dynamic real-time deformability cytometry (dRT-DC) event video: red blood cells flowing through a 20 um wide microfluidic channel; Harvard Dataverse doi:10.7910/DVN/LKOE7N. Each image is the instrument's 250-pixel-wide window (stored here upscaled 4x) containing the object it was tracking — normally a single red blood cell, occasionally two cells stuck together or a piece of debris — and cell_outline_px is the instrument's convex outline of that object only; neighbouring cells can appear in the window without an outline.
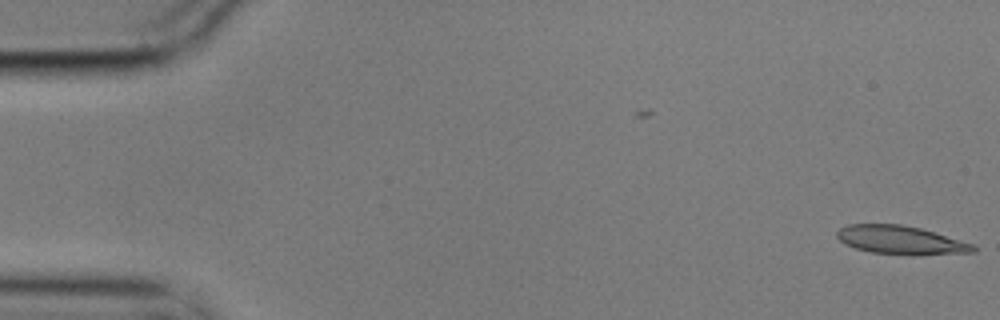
{"species": "common noctule bat (a hibernating species)", "species_latin": "Nyctalus noctula", "temperature_condition": "cold", "stored_images_in_passage": 5, "camera_frame_rate_fps": 3000, "um_per_image_px": 0.085, "animal": {"sex": "male", "body_mass_g": 17.9}, "frame": {"image": 1, "passage_image": 5, "time_ms": 1.333, "image_size_px": [1000, 320], "cell_outline_px": [[976, 252], [872, 252], [856, 248], [844, 244], [836, 236], [836, 232], [840, 228], [848, 224], [900, 224], [920, 228], [976, 244]], "centroid_in_image_um": [76.49, 20.34], "position_along_channel_um": 8.5, "area_um2": 21.44}}